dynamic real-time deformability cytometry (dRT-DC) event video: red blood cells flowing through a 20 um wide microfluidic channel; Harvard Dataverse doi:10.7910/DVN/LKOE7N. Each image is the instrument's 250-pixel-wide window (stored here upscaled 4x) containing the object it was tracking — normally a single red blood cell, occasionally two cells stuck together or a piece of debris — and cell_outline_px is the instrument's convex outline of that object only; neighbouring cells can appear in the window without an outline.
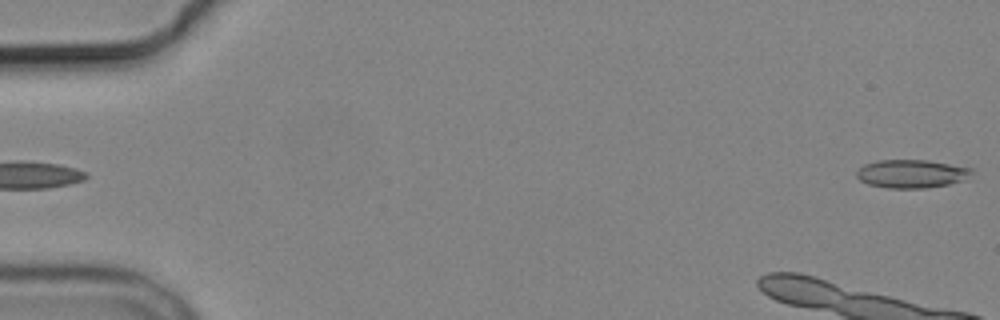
{"species": "common noctule bat (a hibernating species)", "species_latin": "Nyctalus noctula", "temperature_condition": "cold", "stored_images_in_passage": 5, "segment_of_instrument_passage": [2, 2], "camera_frame_rate_fps": 3000, "um_per_image_px": 0.085, "animal": {"sex": "male", "body_mass_g": 19.2, "forearm_length_mm": 51.8}, "frame": {"image": 1, "passage_image": 5, "time_ms": 5.667, "image_size_px": [1000, 320], "cell_outline_px": [[972, 172], [964, 180], [948, 184], [924, 188], [888, 188], [868, 184], [860, 180], [856, 176], [856, 172], [864, 164], [876, 160], [928, 160], [972, 168]], "centroid_in_image_um": [77.45, 14.76], "position_along_channel_um": 7.5, "area_um2": 18.9}}